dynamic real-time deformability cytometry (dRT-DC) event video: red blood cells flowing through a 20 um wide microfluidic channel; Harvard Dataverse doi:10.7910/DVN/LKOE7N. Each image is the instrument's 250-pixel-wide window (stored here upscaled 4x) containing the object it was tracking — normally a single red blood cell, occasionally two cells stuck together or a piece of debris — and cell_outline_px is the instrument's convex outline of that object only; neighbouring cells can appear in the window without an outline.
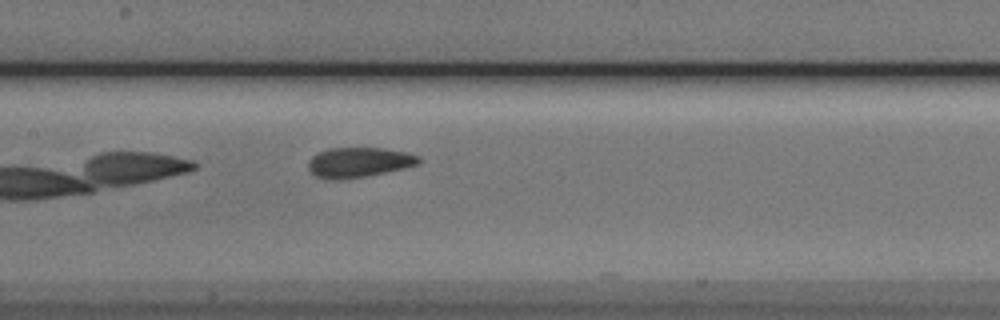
{"species": "Egyptian fruit bat (a non-hibernating species)", "species_latin": "Rousettus aegyptiacus", "temperature_condition": "cold", "stored_images_in_passage": 8, "camera_frame_rate_fps": 3000, "um_per_image_px": 0.085, "animal": {"sex": "male"}, "frame": {"image": 1, "passage_image": 7, "time_ms": 7.0, "image_size_px": [1000, 320], "cell_outline_px": [[420, 164], [404, 168], [364, 176], [340, 180], [328, 180], [316, 176], [308, 168], [308, 164], [312, 156], [328, 148], [384, 148], [404, 152], [420, 156]], "centroid_in_image_um": [30.49, 13.8], "position_along_channel_um": 176.9, "area_um2": 19.19}}